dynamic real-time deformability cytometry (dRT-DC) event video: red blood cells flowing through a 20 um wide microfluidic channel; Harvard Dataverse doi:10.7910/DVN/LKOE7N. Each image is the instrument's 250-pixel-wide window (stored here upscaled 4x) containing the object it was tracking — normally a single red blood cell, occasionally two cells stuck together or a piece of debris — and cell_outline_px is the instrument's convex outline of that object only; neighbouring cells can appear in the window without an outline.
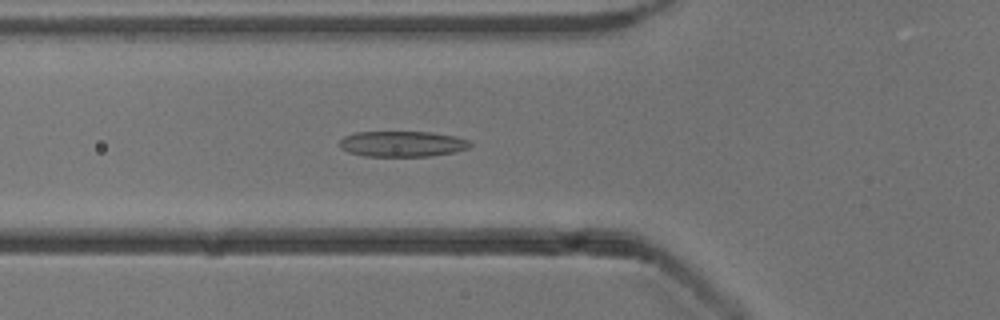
{"species": "common noctule bat (a hibernating species)", "species_latin": "Nyctalus noctula", "temperature_condition": "cold", "stored_images_in_passage": 53, "camera_frame_rate_fps": 3000, "um_per_image_px": 0.085, "animal": {"sex": "male", "body_mass_g": 13.3}, "frame": {"image": 1, "passage_image": 19, "time_ms": 6.0, "image_size_px": [1000, 320], "cell_outline_px": [[472, 144], [468, 148], [456, 152], [428, 156], [364, 156], [348, 152], [340, 148], [340, 140], [344, 136], [356, 132], [428, 132], [456, 136], [468, 140]], "centroid_in_image_um": [34.19, 12.23], "position_along_channel_um": 91.6, "area_um2": 19.54}}
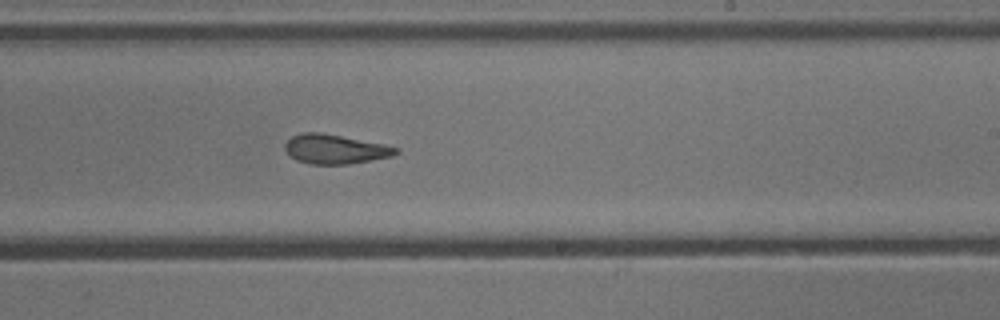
{"frame": {"image": 2, "passage_image": 32, "time_ms": 10.333, "image_size_px": [1000, 320], "cell_outline_px": [[400, 152], [392, 156], [348, 164], [308, 164], [296, 160], [284, 148], [284, 144], [292, 136], [304, 132], [320, 132], [384, 144], [400, 148]], "centroid_in_image_um": [28.49, 12.67], "position_along_channel_um": 260.5, "area_um2": 18.9}}
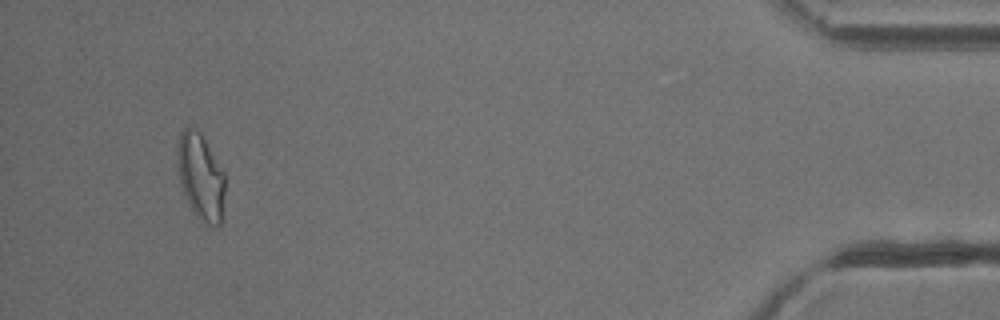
{"frame": {"image": 3, "passage_image": 50, "time_ms": 16.333, "image_size_px": [1000, 320], "cell_outline_px": [[224, 192], [220, 224], [216, 228], [208, 228], [192, 212], [180, 184], [176, 164], [176, 152], [180, 132], [184, 128], [196, 128], [200, 132], [224, 172]], "centroid_in_image_um": [17.03, 15.06], "position_along_channel_um": 418.2, "area_um2": 24.28}, "authors_computed_cell_mechanics": {"area_um2": 20.3456, "velocity_mm_per_s": 3.8789, "shape_relaxation_time_tau1_ms": 6.9122, "shape_relaxation_time_tau2_ms": 2.7896, "deformation_change_tau1": 0.2017, "deformation_change_tau2": 0.1166}}